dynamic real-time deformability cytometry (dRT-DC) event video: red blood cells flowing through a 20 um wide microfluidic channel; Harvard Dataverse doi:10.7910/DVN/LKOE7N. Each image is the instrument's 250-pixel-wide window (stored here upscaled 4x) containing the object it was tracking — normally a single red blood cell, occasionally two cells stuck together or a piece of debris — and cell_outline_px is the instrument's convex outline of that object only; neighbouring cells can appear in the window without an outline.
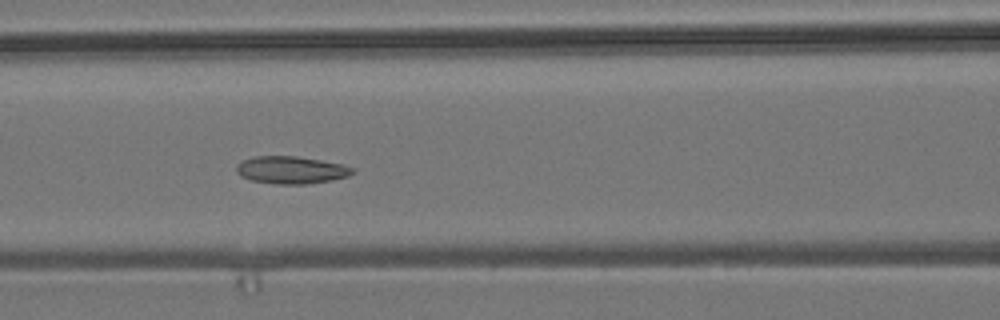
{"species": "common noctule bat (a hibernating species)", "species_latin": "Nyctalus noctula", "temperature_condition": "room temperature", "stored_images_in_passage": 10, "camera_frame_rate_fps": 3000, "um_per_image_px": 0.085, "animal": {"sex": "male", "body_mass_g": 19.2, "forearm_length_mm": 51.8}, "frame": {"image": 1, "passage_image": 7, "time_ms": 2.0, "image_size_px": [1000, 320], "cell_outline_px": [[356, 172], [348, 176], [332, 180], [308, 184], [276, 184], [252, 180], [240, 176], [236, 172], [236, 164], [252, 156], [296, 156], [344, 164], [356, 168]], "centroid_in_image_um": [24.78, 14.45], "position_along_channel_um": 141.8, "area_um2": 18.79}}
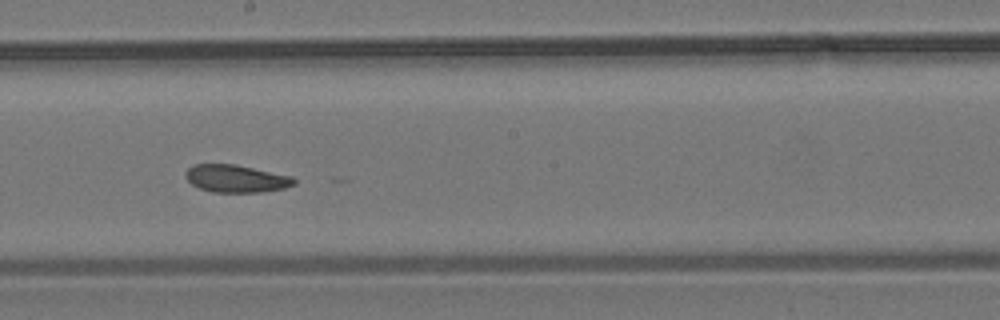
{"frame": {"image": 2, "passage_image": 9, "time_ms": 2.667, "image_size_px": [1000, 320], "cell_outline_px": [[296, 184], [284, 188], [260, 192], [212, 192], [200, 188], [192, 184], [184, 176], [188, 168], [192, 164], [236, 164], [292, 176], [296, 180]], "centroid_in_image_um": [20.07, 15.17], "position_along_channel_um": 228.1, "area_um2": 17.46}}
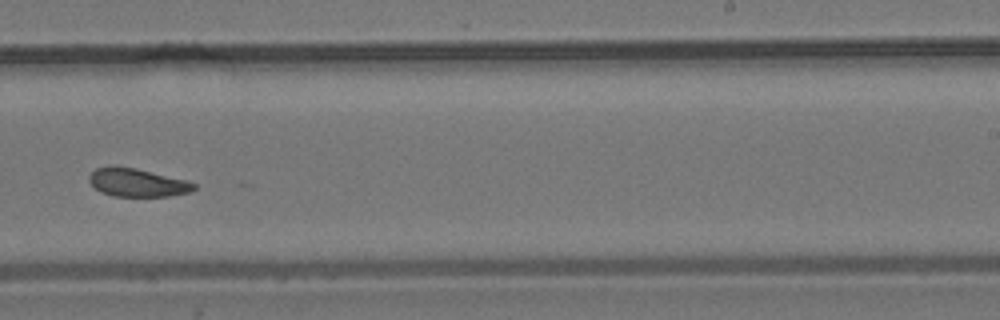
{"frame": {"image": 3, "passage_image": 10, "time_ms": 3.0, "image_size_px": [1000, 320], "cell_outline_px": [[196, 188], [192, 192], [168, 196], [112, 196], [100, 192], [88, 180], [88, 176], [96, 168], [112, 164], [136, 168], [188, 180], [196, 184]], "centroid_in_image_um": [11.67, 15.5], "position_along_channel_um": 277.3, "area_um2": 17.57}}